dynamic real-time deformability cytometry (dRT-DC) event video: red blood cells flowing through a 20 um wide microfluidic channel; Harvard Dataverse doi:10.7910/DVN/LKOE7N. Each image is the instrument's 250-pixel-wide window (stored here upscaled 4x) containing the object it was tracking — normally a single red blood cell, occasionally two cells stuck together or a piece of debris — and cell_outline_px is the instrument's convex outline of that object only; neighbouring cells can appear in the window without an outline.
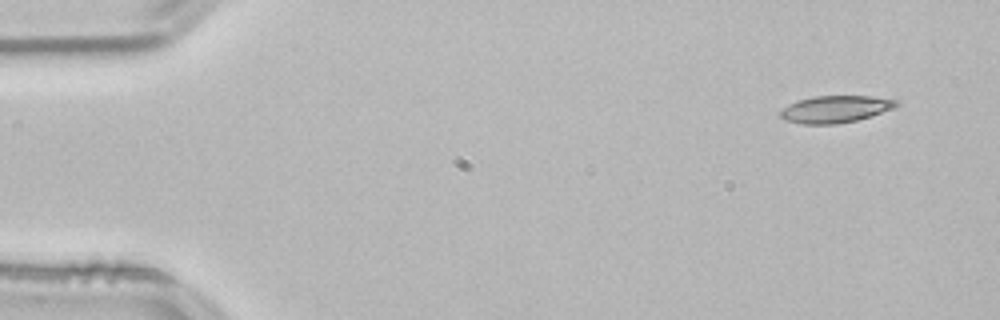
{"species": "common noctule bat (a hibernating species)", "species_latin": "Nyctalus noctula", "temperature_condition": "room temperature", "stored_images_in_passage": 50, "camera_frame_rate_fps": 3000, "um_per_image_px": 0.085, "animal": {"sex": "male", "body_mass_g": 21.5, "forearm_length_mm": 52.0}, "frame": {"image": 1, "passage_image": 1, "time_ms": 0.0, "image_size_px": [1000, 320], "cell_outline_px": [[900, 104], [892, 108], [856, 120], [836, 124], [800, 124], [784, 120], [780, 116], [780, 112], [788, 104], [796, 100], [812, 96], [872, 96], [896, 100]], "centroid_in_image_um": [70.94, 9.27], "position_along_channel_um": 14.1, "area_um2": 18.15}}
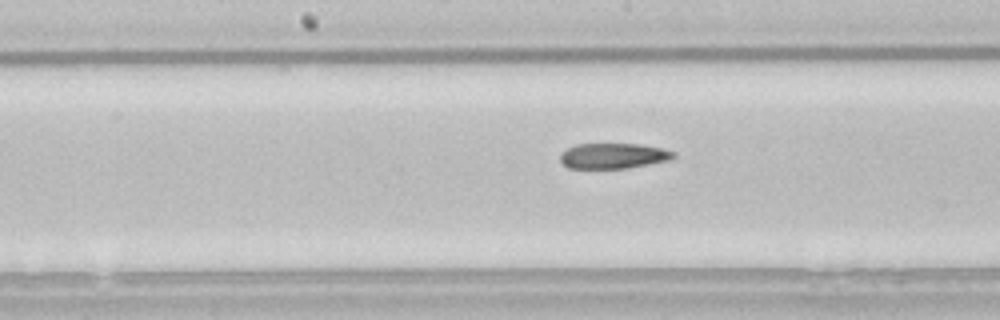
{"frame": {"image": 2, "passage_image": 24, "time_ms": 7.667, "image_size_px": [1000, 320], "cell_outline_px": [[676, 156], [668, 160], [628, 168], [568, 168], [560, 160], [560, 156], [568, 148], [576, 144], [640, 144], [664, 148], [676, 152]], "centroid_in_image_um": [52.17, 13.24], "position_along_channel_um": 196.0, "area_um2": 16.7}}
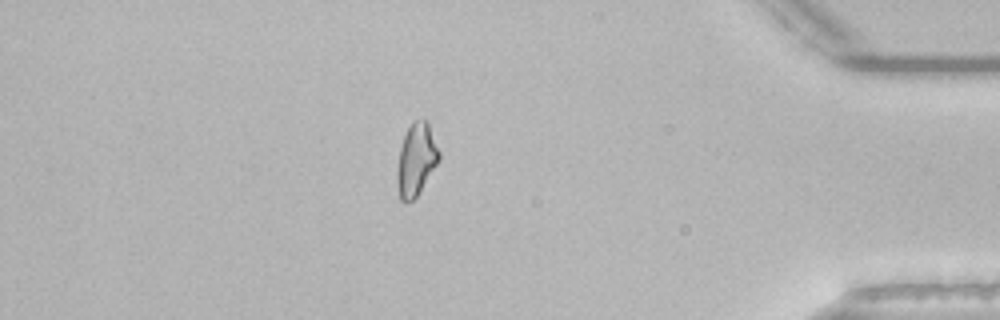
{"frame": {"image": 3, "passage_image": 43, "time_ms": 14.0, "image_size_px": [1000, 320], "cell_outline_px": [[440, 160], [416, 196], [408, 204], [404, 204], [400, 200], [396, 184], [396, 172], [400, 148], [404, 136], [412, 120], [424, 120], [428, 124], [440, 152]], "centroid_in_image_um": [35.35, 13.61], "position_along_channel_um": 399.9, "area_um2": 17.69}, "authors_computed_cell_mechanics": {"area_um2": 18.0914, "velocity_mm_per_s": 3.8488, "shape_relaxation_time_tau1_ms": null, "shape_relaxation_time_tau2_ms": 2.3944, "deformation_change_tau1": null, "deformation_change_tau2": 0.0946}}